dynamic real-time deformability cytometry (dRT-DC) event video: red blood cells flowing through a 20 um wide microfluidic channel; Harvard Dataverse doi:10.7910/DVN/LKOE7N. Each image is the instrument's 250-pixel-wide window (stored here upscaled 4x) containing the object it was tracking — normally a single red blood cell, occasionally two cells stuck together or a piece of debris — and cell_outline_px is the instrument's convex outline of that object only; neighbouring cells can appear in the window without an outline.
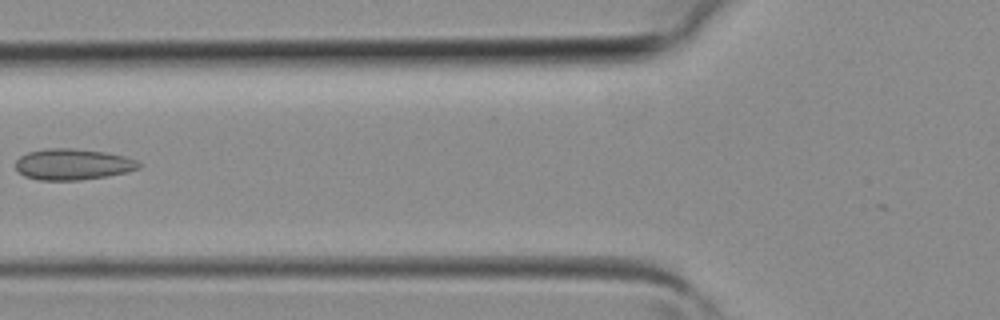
{"species": "common noctule bat (a hibernating species)", "species_latin": "Nyctalus noctula", "temperature_condition": "room temperature", "stored_images_in_passage": 3, "camera_frame_rate_fps": 3000, "um_per_image_px": 0.085, "animal": {"sex": "female", "body_mass_g": 19.3, "forearm_length_mm": 54.1}, "frame": {"image": 1, "passage_image": 3, "time_ms": 0.667, "image_size_px": [1000, 320], "cell_outline_px": [[144, 164], [140, 168], [128, 172], [108, 176], [80, 180], [40, 180], [24, 176], [16, 168], [16, 160], [20, 156], [28, 152], [48, 148], [72, 148], [108, 152], [124, 156], [136, 160]], "centroid_in_image_um": [6.24, 13.96], "position_along_channel_um": 119.6, "area_um2": 22.54}}